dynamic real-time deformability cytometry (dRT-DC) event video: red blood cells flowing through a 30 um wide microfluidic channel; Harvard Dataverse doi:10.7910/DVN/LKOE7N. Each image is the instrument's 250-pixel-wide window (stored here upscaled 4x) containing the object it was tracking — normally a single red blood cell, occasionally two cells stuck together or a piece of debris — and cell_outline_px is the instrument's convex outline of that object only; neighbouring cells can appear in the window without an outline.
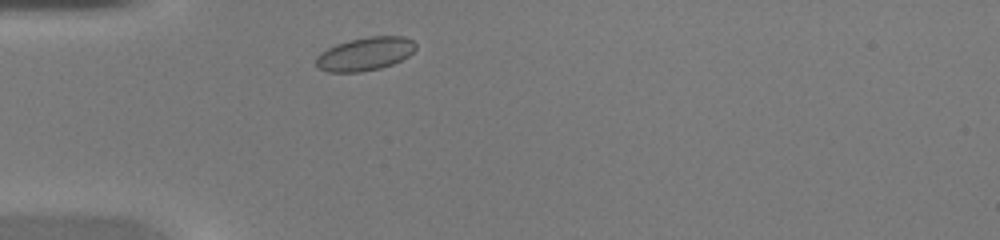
{"species": "common noctule bat (a hibernating species)", "species_latin": "Nyctalus noctula", "temperature_condition": "warm", "stored_images_in_passage": 34, "camera_frame_rate_fps": 3000, "um_per_image_px": 0.085, "animal": {"sex": "female", "body_mass_g": 20.0, "forearm_length_mm": 54.0}, "frame": {"image": 1, "passage_image": 2, "time_ms": 0.333, "image_size_px": [1000, 240], "cell_outline_px": [[416, 48], [408, 56], [392, 64], [380, 68], [360, 72], [328, 72], [316, 68], [316, 56], [320, 52], [336, 44], [348, 40], [368, 36], [404, 36], [412, 40], [416, 44]], "centroid_in_image_um": [31.0, 4.58], "position_along_channel_um": 54.0, "area_um2": 19.48}}
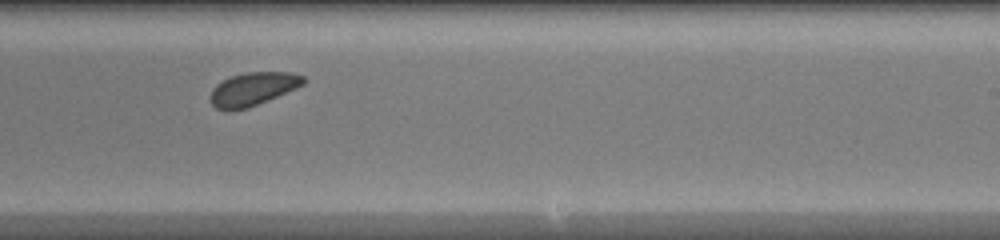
{"frame": {"image": 2, "passage_image": 17, "time_ms": 5.333, "image_size_px": [1000, 240], "cell_outline_px": [[308, 80], [304, 84], [296, 88], [248, 108], [228, 112], [216, 108], [208, 100], [208, 96], [212, 88], [216, 84], [232, 76], [248, 72], [292, 72], [304, 76]], "centroid_in_image_um": [21.46, 7.58], "position_along_channel_um": 267.5, "area_um2": 18.26}}
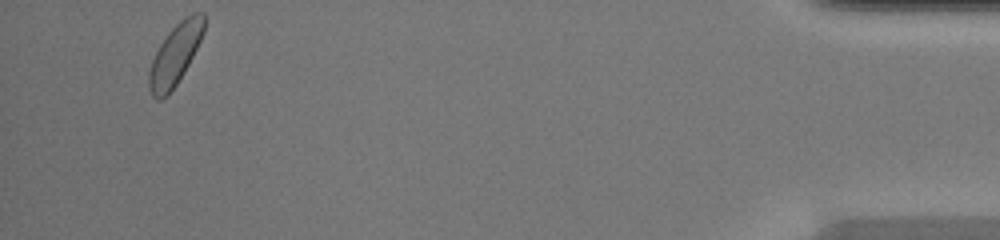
{"frame": {"image": 3, "passage_image": 32, "time_ms": 10.333, "image_size_px": [1000, 240], "cell_outline_px": [[204, 32], [184, 72], [176, 84], [160, 100], [152, 96], [148, 88], [148, 72], [152, 60], [160, 44], [168, 32], [184, 16], [192, 12], [204, 12]], "centroid_in_image_um": [14.87, 4.6], "position_along_channel_um": 420.3, "area_um2": 19.25}}